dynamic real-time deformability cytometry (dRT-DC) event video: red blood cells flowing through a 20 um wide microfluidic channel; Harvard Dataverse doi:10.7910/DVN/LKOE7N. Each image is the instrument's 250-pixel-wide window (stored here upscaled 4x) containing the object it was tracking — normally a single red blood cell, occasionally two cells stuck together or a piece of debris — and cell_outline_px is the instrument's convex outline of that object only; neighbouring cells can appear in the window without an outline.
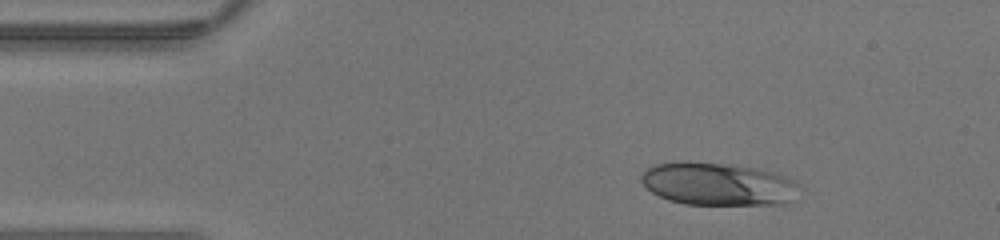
{"species": "human", "species_latin": "Homo sapiens", "temperature_condition": "warm", "stored_images_in_passage": 29, "camera_frame_rate_fps": 3000, "um_per_image_px": 0.085, "donor": {"sex": "male"}, "frame": {"image": 1, "passage_image": 1, "time_ms": 0.0, "image_size_px": [1000, 240], "cell_outline_px": [[804, 188], [800, 200], [788, 204], [684, 204], [668, 200], [652, 192], [640, 180], [640, 176], [652, 164], [680, 160], [688, 160], [728, 164], [756, 168], [776, 172], [796, 180]], "centroid_in_image_um": [61.16, 15.63], "position_along_channel_um": 23.8, "area_um2": 40.75}}
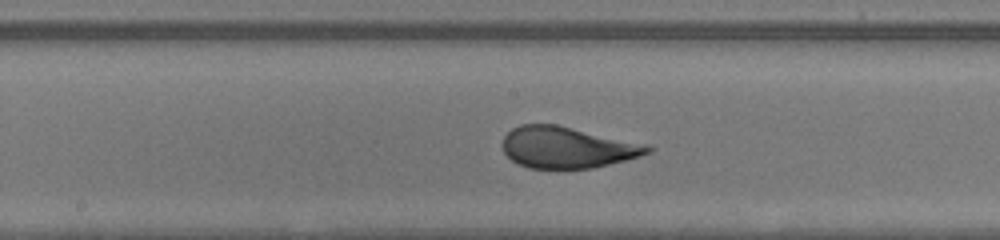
{"frame": {"image": 2, "passage_image": 16, "time_ms": 5.0, "image_size_px": [1000, 240], "cell_outline_px": [[652, 148], [648, 152], [640, 156], [592, 168], [528, 168], [512, 160], [504, 152], [500, 144], [504, 136], [512, 128], [520, 124], [556, 124], [648, 144]], "centroid_in_image_um": [48.17, 12.51], "position_along_channel_um": 200.0, "area_um2": 34.85}}
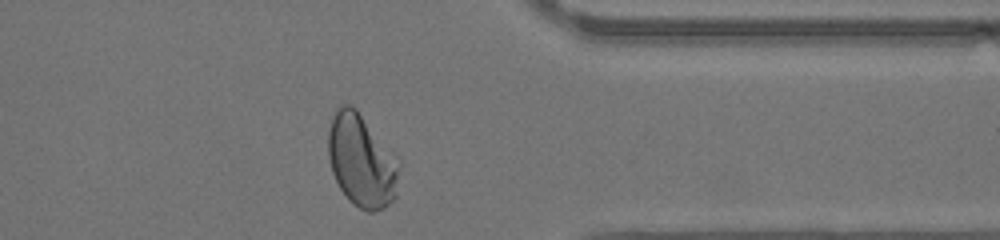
{"frame": {"image": 3, "passage_image": 28, "time_ms": 9.0, "image_size_px": [1000, 240], "cell_outline_px": [[400, 164], [396, 196], [384, 208], [372, 212], [368, 212], [352, 204], [348, 200], [340, 188], [332, 172], [328, 156], [328, 132], [332, 116], [340, 104], [352, 104], [356, 108], [400, 160]], "centroid_in_image_um": [30.73, 13.65], "position_along_channel_um": 380.7, "area_um2": 38.67}}